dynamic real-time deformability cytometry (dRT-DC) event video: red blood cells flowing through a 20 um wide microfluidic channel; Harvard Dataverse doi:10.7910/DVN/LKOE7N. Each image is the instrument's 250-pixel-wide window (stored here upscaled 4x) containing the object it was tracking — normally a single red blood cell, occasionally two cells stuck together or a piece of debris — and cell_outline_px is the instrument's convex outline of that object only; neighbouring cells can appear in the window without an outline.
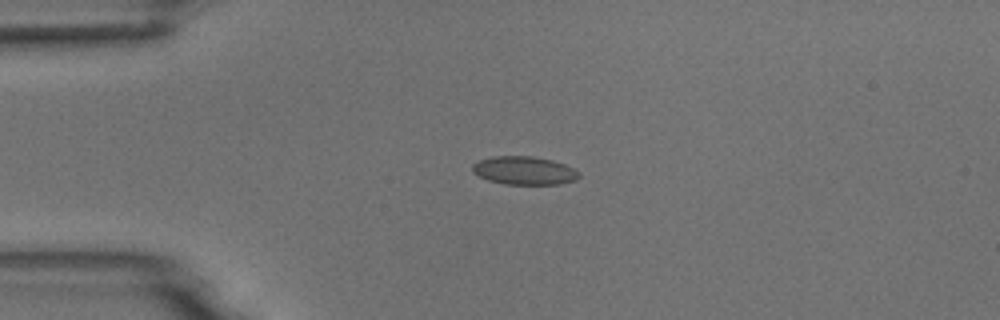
{"species": "common noctule bat (a hibernating species)", "species_latin": "Nyctalus noctula", "temperature_condition": "room temperature", "stored_images_in_passage": 10, "camera_frame_rate_fps": 3000, "um_per_image_px": 0.085, "animal": {"sex": "male", "body_mass_g": 18.8}, "frame": {"image": 1, "passage_image": 4, "time_ms": 1.0, "image_size_px": [1000, 320], "cell_outline_px": [[580, 176], [576, 180], [560, 184], [504, 184], [488, 180], [472, 172], [472, 164], [480, 160], [492, 156], [532, 156], [552, 160], [564, 164], [580, 172]], "centroid_in_image_um": [44.56, 14.5], "position_along_channel_um": 40.4, "area_um2": 17.57}}
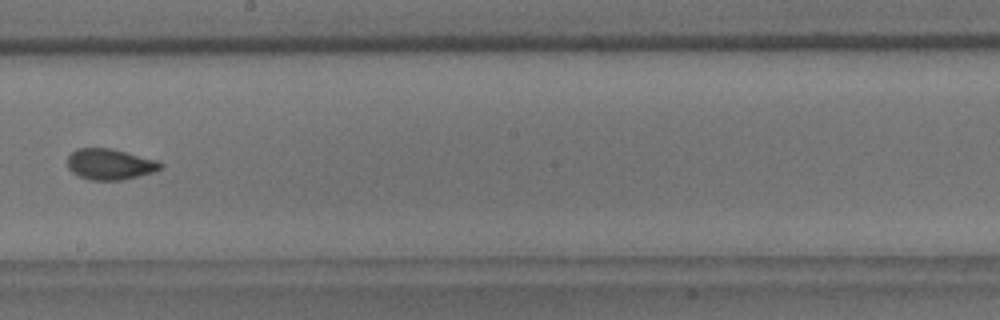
{"frame": {"image": 2, "passage_image": 9, "time_ms": 2.667, "image_size_px": [1000, 320], "cell_outline_px": [[164, 164], [156, 172], [120, 180], [88, 180], [72, 172], [68, 168], [68, 156], [76, 148], [108, 148], [160, 160]], "centroid_in_image_um": [9.37, 13.96], "position_along_channel_um": 238.8, "area_um2": 16.82}}
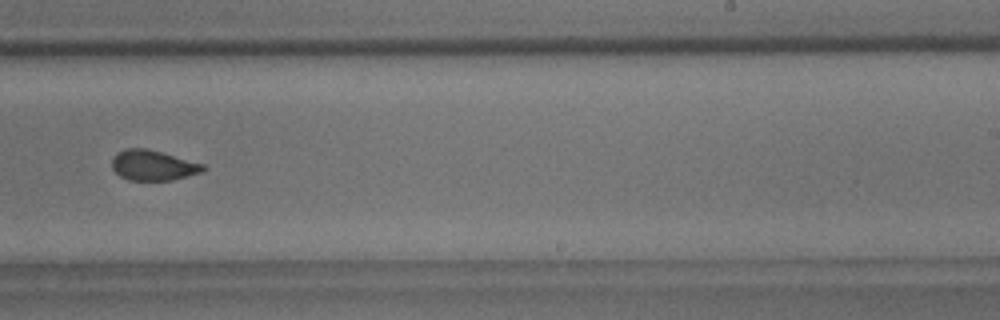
{"frame": {"image": 3, "passage_image": 10, "time_ms": 3.0, "image_size_px": [1000, 320], "cell_outline_px": [[208, 168], [204, 172], [172, 180], [128, 180], [120, 176], [112, 168], [112, 156], [116, 152], [124, 148], [144, 148], [160, 152], [204, 164]], "centroid_in_image_um": [13.01, 14.05], "position_along_channel_um": 276.0, "area_um2": 16.18}}